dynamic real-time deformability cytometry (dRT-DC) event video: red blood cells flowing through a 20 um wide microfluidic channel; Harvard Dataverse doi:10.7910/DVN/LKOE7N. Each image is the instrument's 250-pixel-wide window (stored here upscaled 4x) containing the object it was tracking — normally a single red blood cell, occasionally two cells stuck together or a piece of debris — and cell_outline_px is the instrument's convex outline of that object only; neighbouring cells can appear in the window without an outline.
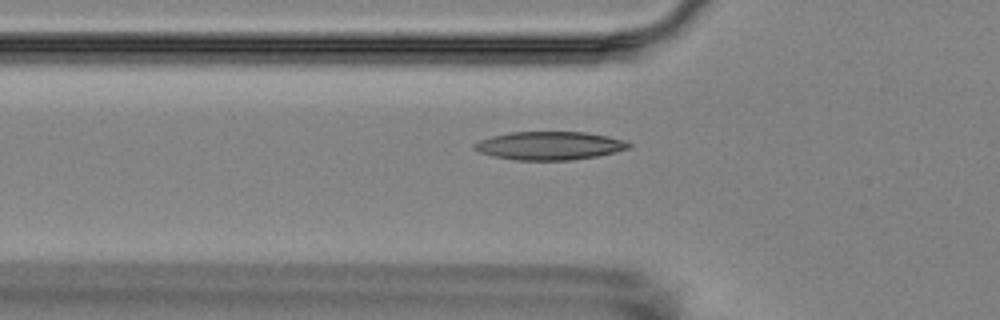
{"species": "Egyptian fruit bat (a non-hibernating species)", "species_latin": "Rousettus aegyptiacus", "temperature_condition": "room temperature", "stored_images_in_passage": 6, "camera_frame_rate_fps": 3000, "um_per_image_px": 0.085, "animal": {"sex": "female"}, "frame": {"image": 1, "passage_image": 5, "time_ms": 6.333, "image_size_px": [1000, 320], "cell_outline_px": [[632, 144], [628, 148], [616, 152], [596, 156], [572, 160], [516, 160], [492, 156], [480, 152], [472, 148], [472, 144], [480, 140], [492, 136], [512, 132], [584, 132], [608, 136], [628, 140]], "centroid_in_image_um": [46.72, 12.38], "position_along_channel_um": 79.1, "area_um2": 25.55}}